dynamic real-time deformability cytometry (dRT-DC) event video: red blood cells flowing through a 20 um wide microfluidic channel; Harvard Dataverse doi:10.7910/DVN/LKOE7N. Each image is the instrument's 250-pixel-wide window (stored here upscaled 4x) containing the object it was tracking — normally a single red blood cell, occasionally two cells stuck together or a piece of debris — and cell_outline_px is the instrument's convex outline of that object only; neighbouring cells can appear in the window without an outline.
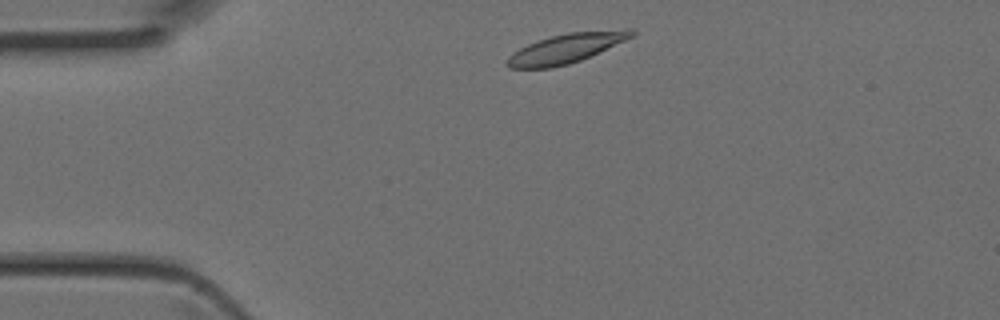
{"species": "Egyptian fruit bat (a non-hibernating species)", "species_latin": "Rousettus aegyptiacus", "temperature_condition": "room temperature", "stored_images_in_passage": 4, "camera_frame_rate_fps": 3000, "um_per_image_px": 0.085, "animal": {"sex": "female"}, "frame": {"image": 1, "passage_image": 2, "time_ms": 0.333, "image_size_px": [1000, 320], "cell_outline_px": [[636, 32], [632, 36], [624, 40], [580, 60], [568, 64], [552, 68], [508, 68], [504, 64], [508, 56], [512, 52], [528, 44], [552, 36], [568, 32], [624, 28], [632, 28]], "centroid_in_image_um": [48.09, 4.1], "position_along_channel_um": 36.9, "area_um2": 21.27}}